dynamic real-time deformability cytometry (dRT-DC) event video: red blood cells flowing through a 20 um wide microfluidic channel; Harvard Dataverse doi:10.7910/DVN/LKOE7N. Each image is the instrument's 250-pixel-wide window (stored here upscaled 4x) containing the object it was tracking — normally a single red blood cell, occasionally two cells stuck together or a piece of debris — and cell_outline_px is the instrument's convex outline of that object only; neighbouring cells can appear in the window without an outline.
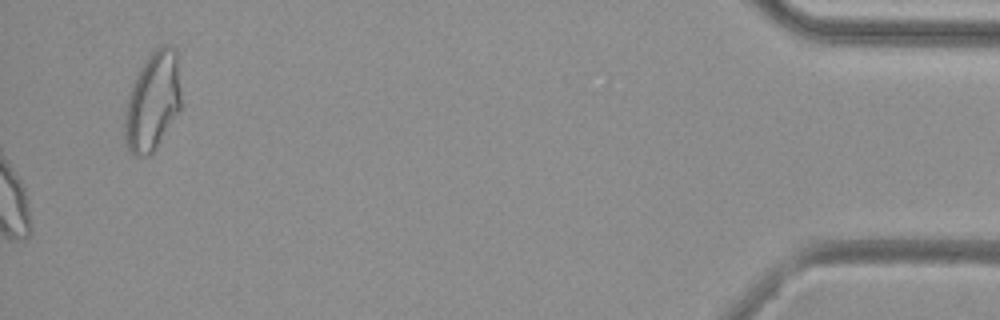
{"species": "common noctule bat (a hibernating species)", "species_latin": "Nyctalus noctula", "temperature_condition": "cold", "stored_images_in_passage": 51, "camera_frame_rate_fps": 3000, "um_per_image_px": 0.085, "animal": {"sex": "female", "body_mass_g": 29.2, "forearm_length_mm": 56.3}, "frame": {"image": 1, "passage_image": 51, "time_ms": 16.667, "image_size_px": [1000, 320], "cell_outline_px": [[180, 108], [156, 148], [148, 156], [136, 156], [128, 148], [124, 140], [124, 112], [128, 96], [132, 84], [144, 60], [156, 48], [164, 44], [168, 44], [176, 48], [180, 52]], "centroid_in_image_um": [12.99, 8.55], "position_along_channel_um": 422.2, "area_um2": 32.89}}